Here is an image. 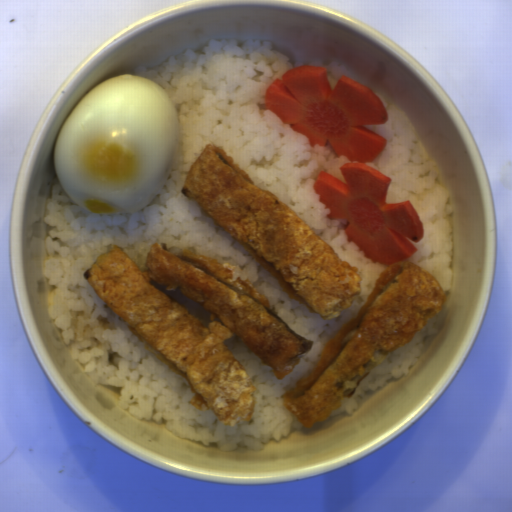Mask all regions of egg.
Wrapping results in <instances>:
<instances>
[{
	"instance_id": "obj_1",
	"label": "egg",
	"mask_w": 512,
	"mask_h": 512,
	"mask_svg": "<svg viewBox=\"0 0 512 512\" xmlns=\"http://www.w3.org/2000/svg\"><path fill=\"white\" fill-rule=\"evenodd\" d=\"M178 132L168 92L151 79L120 74L75 103L55 142L57 177L83 211L142 210L166 184Z\"/></svg>"
}]
</instances>
